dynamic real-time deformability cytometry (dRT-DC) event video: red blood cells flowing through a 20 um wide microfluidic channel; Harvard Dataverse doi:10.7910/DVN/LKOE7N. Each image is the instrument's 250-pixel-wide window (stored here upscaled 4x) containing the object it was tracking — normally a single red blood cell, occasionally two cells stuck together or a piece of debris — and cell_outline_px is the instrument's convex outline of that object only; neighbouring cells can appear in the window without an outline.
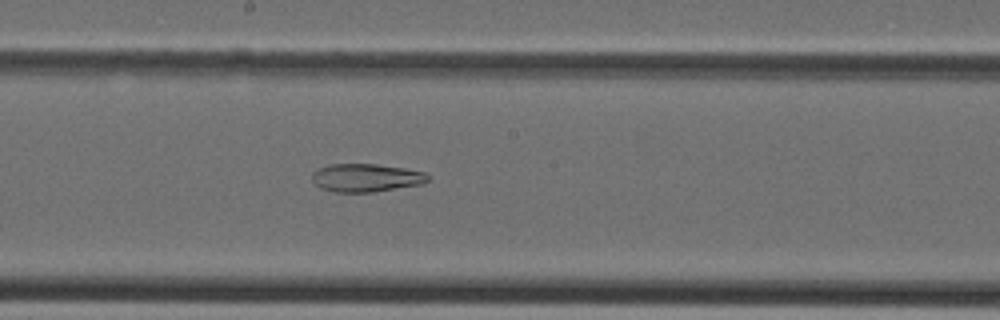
{"species": "Egyptian fruit bat (a non-hibernating species)", "species_latin": "Rousettus aegyptiacus", "temperature_condition": "cold", "stored_images_in_passage": 40, "camera_frame_rate_fps": 3000, "um_per_image_px": 0.085, "animal": {"sex": "female"}, "frame": {"image": 1, "passage_image": 22, "time_ms": 7.0, "image_size_px": [1000, 320], "cell_outline_px": [[428, 180], [424, 184], [372, 192], [336, 192], [320, 188], [312, 180], [312, 172], [316, 168], [328, 164], [376, 164], [404, 168], [424, 172], [428, 176]], "centroid_in_image_um": [31.08, 15.1], "position_along_channel_um": 217.1, "area_um2": 19.07}}
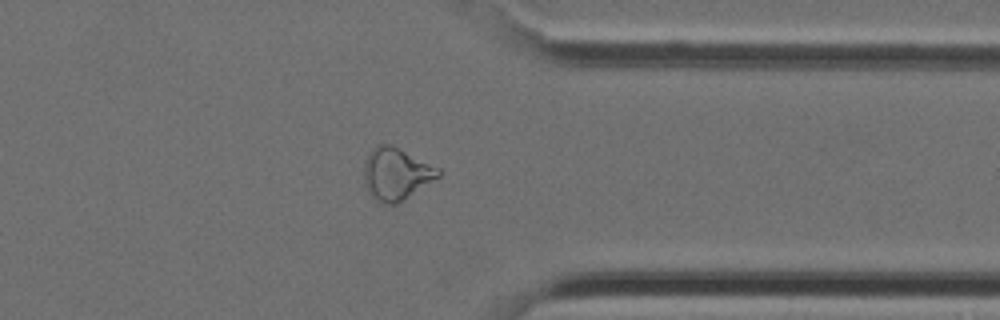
{"frame": {"image": 2, "passage_image": 32, "time_ms": 10.333, "image_size_px": [1000, 320], "cell_outline_px": [[440, 176], [396, 204], [380, 204], [368, 192], [364, 184], [364, 164], [372, 148], [376, 144], [392, 144], [440, 168]], "centroid_in_image_um": [33.65, 14.77], "position_along_channel_um": 377.7, "area_um2": 22.6}}
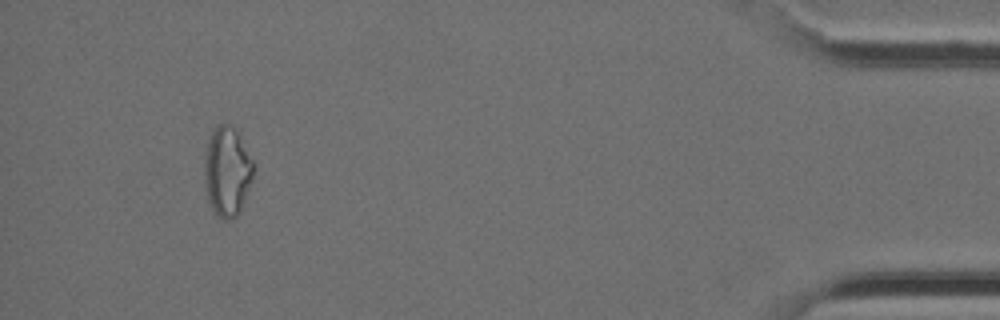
{"frame": {"image": 3, "passage_image": 38, "time_ms": 12.333, "image_size_px": [1000, 320], "cell_outline_px": [[252, 180], [240, 212], [232, 220], [224, 220], [216, 216], [208, 200], [204, 184], [204, 156], [208, 140], [212, 132], [220, 124], [228, 124], [236, 132], [252, 160]], "centroid_in_image_um": [19.27, 14.65], "position_along_channel_um": 415.9, "area_um2": 25.32}}